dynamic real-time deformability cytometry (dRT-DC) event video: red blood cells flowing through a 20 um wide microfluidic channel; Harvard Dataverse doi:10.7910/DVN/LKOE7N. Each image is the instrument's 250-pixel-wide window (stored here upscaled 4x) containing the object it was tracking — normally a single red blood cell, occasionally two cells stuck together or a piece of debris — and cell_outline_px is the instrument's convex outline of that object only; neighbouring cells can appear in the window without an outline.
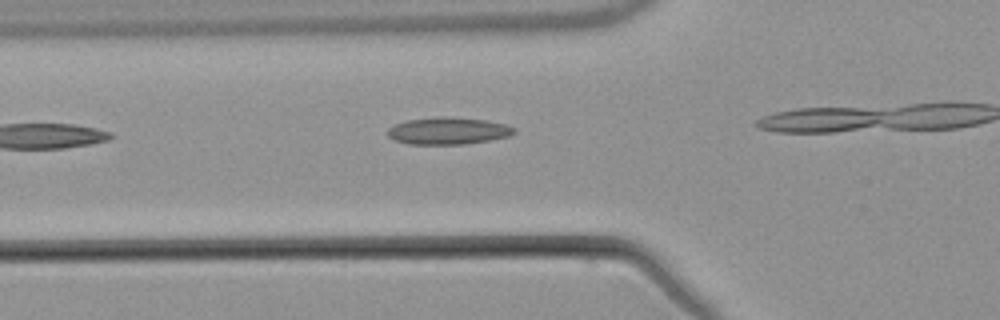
{"species": "common noctule bat (a hibernating species)", "species_latin": "Nyctalus noctula", "temperature_condition": "warm", "stored_images_in_passage": 3, "camera_frame_rate_fps": 3000, "um_per_image_px": 0.085, "animal": {"sex": "male", "body_mass_g": 21.5, "forearm_length_mm": 52.0}, "frame": {"image": 1, "passage_image": 2, "time_ms": 1.333, "image_size_px": [1000, 320], "cell_outline_px": [[516, 132], [508, 136], [488, 140], [464, 144], [408, 144], [396, 140], [388, 136], [388, 128], [396, 124], [408, 120], [440, 116], [448, 116], [488, 120], [508, 124], [516, 128]], "centroid_in_image_um": [38.13, 11.11], "position_along_channel_um": 87.7, "area_um2": 20.0}}